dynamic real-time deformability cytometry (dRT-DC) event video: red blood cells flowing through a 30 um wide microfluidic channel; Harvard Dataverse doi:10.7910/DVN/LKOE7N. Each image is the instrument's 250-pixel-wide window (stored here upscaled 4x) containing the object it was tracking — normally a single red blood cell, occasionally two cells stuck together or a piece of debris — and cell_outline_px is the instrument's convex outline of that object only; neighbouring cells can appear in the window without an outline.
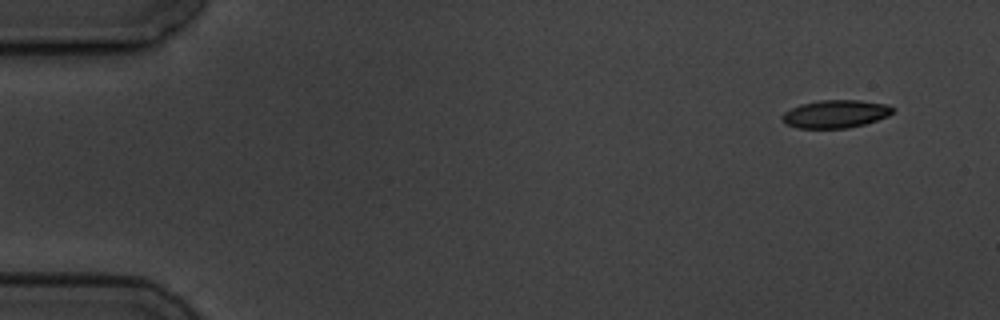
{"species": "common noctule bat (a hibernating species)", "species_latin": "Nyctalus noctula", "temperature_condition": "cold", "stored_images_in_passage": 5, "camera_frame_rate_fps": 3000, "um_per_image_px": 0.085, "animal": {"sex": "male", "body_mass_g": 19.5, "forearm_length_mm": 54.6}, "frame": {"image": 1, "passage_image": 1, "time_ms": 0.0, "image_size_px": [1000, 320], "cell_outline_px": [[896, 108], [888, 116], [864, 124], [848, 128], [796, 128], [788, 124], [780, 116], [784, 112], [800, 104], [820, 100], [860, 100], [888, 104]], "centroid_in_image_um": [71.04, 9.67], "position_along_channel_um": 14.0, "area_um2": 17.98}}
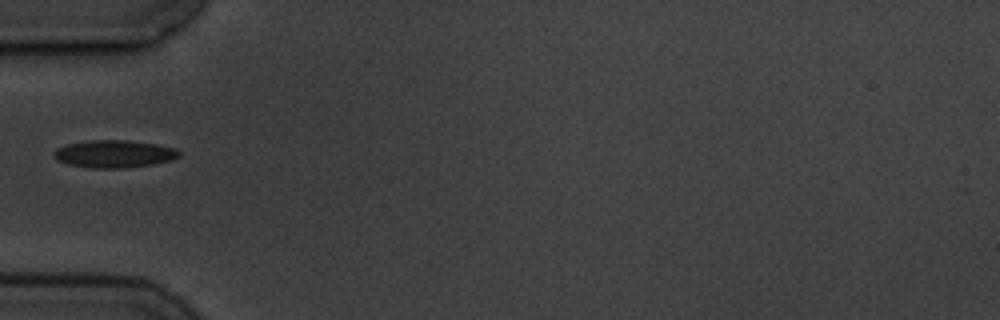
{"frame": {"image": 2, "passage_image": 5, "time_ms": 5.0, "image_size_px": [1000, 320], "cell_outline_px": [[180, 156], [172, 160], [152, 164], [124, 168], [92, 168], [68, 164], [56, 160], [52, 152], [56, 148], [68, 144], [88, 140], [124, 140], [156, 144], [176, 148], [180, 152]], "centroid_in_image_um": [9.69, 13.08], "position_along_channel_um": 75.3, "area_um2": 20.11}}